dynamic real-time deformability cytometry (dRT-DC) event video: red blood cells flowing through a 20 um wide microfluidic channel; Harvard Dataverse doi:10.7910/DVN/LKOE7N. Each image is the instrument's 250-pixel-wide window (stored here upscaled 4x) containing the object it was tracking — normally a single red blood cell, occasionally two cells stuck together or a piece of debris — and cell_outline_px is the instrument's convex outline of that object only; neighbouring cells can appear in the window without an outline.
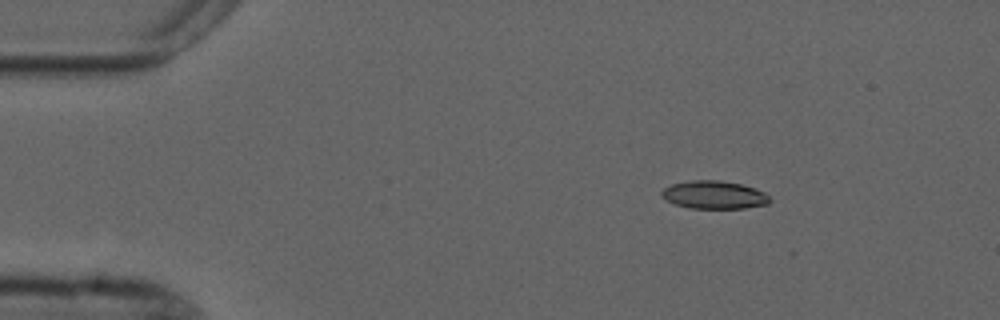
{"species": "common noctule bat (a hibernating species)", "species_latin": "Nyctalus noctula", "temperature_condition": "cold", "stored_images_in_passage": 6, "camera_frame_rate_fps": 3000, "um_per_image_px": 0.085, "animal": {"sex": "male", "forearm_length_mm": 52.5}, "frame": {"image": 1, "passage_image": 2, "time_ms": 1.333, "image_size_px": [1000, 320], "cell_outline_px": [[772, 200], [768, 204], [744, 208], [688, 208], [676, 204], [660, 196], [660, 192], [664, 188], [672, 184], [692, 180], [720, 180], [740, 184], [756, 188], [764, 192]], "centroid_in_image_um": [60.71, 16.56], "position_along_channel_um": 24.3, "area_um2": 17.63}}
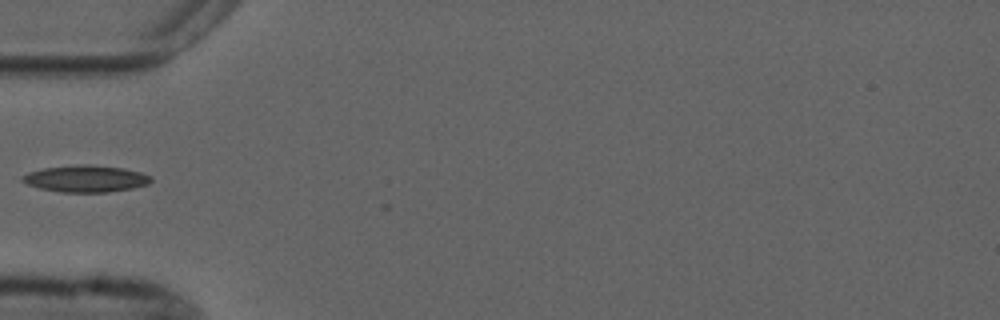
{"frame": {"image": 2, "passage_image": 5, "time_ms": 4.667, "image_size_px": [1000, 320], "cell_outline_px": [[152, 180], [148, 184], [132, 188], [108, 192], [60, 192], [40, 188], [28, 184], [20, 180], [28, 172], [44, 168], [84, 164], [88, 164], [124, 168], [140, 172], [152, 176]], "centroid_in_image_um": [7.32, 15.19], "position_along_channel_um": 77.7, "area_um2": 19.94}}
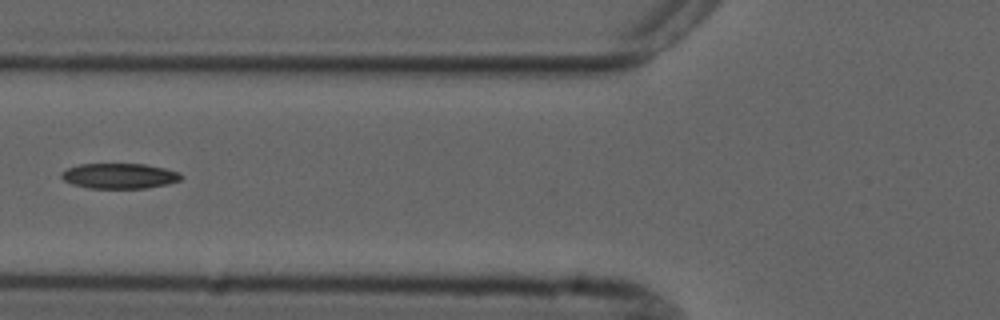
{"frame": {"image": 3, "passage_image": 6, "time_ms": 5.667, "image_size_px": [1000, 320], "cell_outline_px": [[184, 176], [180, 180], [168, 184], [144, 188], [88, 188], [72, 184], [64, 180], [60, 176], [60, 172], [68, 168], [80, 164], [144, 164], [164, 168], [180, 172]], "centroid_in_image_um": [10.15, 14.95], "position_along_channel_um": 115.6, "area_um2": 17.69}}